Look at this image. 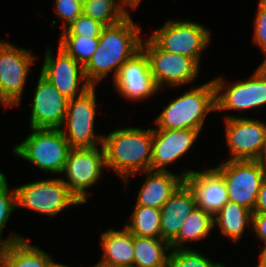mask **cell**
Returning a JSON list of instances; mask_svg holds the SVG:
<instances>
[{
    "label": "cell",
    "instance_id": "6da1fadb",
    "mask_svg": "<svg viewBox=\"0 0 266 267\" xmlns=\"http://www.w3.org/2000/svg\"><path fill=\"white\" fill-rule=\"evenodd\" d=\"M142 33L143 28L132 15L118 24L105 26L96 52L84 66L88 83L98 86L110 75L112 82L122 65L141 50Z\"/></svg>",
    "mask_w": 266,
    "mask_h": 267
},
{
    "label": "cell",
    "instance_id": "7a4b0ae2",
    "mask_svg": "<svg viewBox=\"0 0 266 267\" xmlns=\"http://www.w3.org/2000/svg\"><path fill=\"white\" fill-rule=\"evenodd\" d=\"M115 128L103 137L107 172L112 170L123 181L131 175L151 170L153 128Z\"/></svg>",
    "mask_w": 266,
    "mask_h": 267
},
{
    "label": "cell",
    "instance_id": "3957f363",
    "mask_svg": "<svg viewBox=\"0 0 266 267\" xmlns=\"http://www.w3.org/2000/svg\"><path fill=\"white\" fill-rule=\"evenodd\" d=\"M169 100L153 120V129H194L202 133L207 116L216 112L212 79L192 85L188 91Z\"/></svg>",
    "mask_w": 266,
    "mask_h": 267
},
{
    "label": "cell",
    "instance_id": "277c9868",
    "mask_svg": "<svg viewBox=\"0 0 266 267\" xmlns=\"http://www.w3.org/2000/svg\"><path fill=\"white\" fill-rule=\"evenodd\" d=\"M12 154L51 176H61L72 149L60 129L30 128Z\"/></svg>",
    "mask_w": 266,
    "mask_h": 267
},
{
    "label": "cell",
    "instance_id": "5b68a950",
    "mask_svg": "<svg viewBox=\"0 0 266 267\" xmlns=\"http://www.w3.org/2000/svg\"><path fill=\"white\" fill-rule=\"evenodd\" d=\"M17 210H31L33 213L56 218L63 211L83 204L70 191L61 176L45 177L14 186Z\"/></svg>",
    "mask_w": 266,
    "mask_h": 267
},
{
    "label": "cell",
    "instance_id": "8992f818",
    "mask_svg": "<svg viewBox=\"0 0 266 267\" xmlns=\"http://www.w3.org/2000/svg\"><path fill=\"white\" fill-rule=\"evenodd\" d=\"M215 85V103L216 113L224 112L223 119L236 118L245 112L256 110L262 112L266 108V79L263 78L256 71L248 78H239L233 81L227 80L225 77L219 75L212 78ZM229 81V82H228ZM259 109V110H258ZM231 111L239 113L236 115L226 113Z\"/></svg>",
    "mask_w": 266,
    "mask_h": 267
},
{
    "label": "cell",
    "instance_id": "52a82bcc",
    "mask_svg": "<svg viewBox=\"0 0 266 267\" xmlns=\"http://www.w3.org/2000/svg\"><path fill=\"white\" fill-rule=\"evenodd\" d=\"M212 30L190 19H166L148 35L161 49L193 58L200 66L204 51L211 47Z\"/></svg>",
    "mask_w": 266,
    "mask_h": 267
},
{
    "label": "cell",
    "instance_id": "ba28073f",
    "mask_svg": "<svg viewBox=\"0 0 266 267\" xmlns=\"http://www.w3.org/2000/svg\"><path fill=\"white\" fill-rule=\"evenodd\" d=\"M145 37L141 43V50L148 58L150 72L159 90L186 87L196 81L201 66L193 58L167 52L148 34Z\"/></svg>",
    "mask_w": 266,
    "mask_h": 267
},
{
    "label": "cell",
    "instance_id": "9c48e42d",
    "mask_svg": "<svg viewBox=\"0 0 266 267\" xmlns=\"http://www.w3.org/2000/svg\"><path fill=\"white\" fill-rule=\"evenodd\" d=\"M96 89L97 86H91L82 95L68 101L60 130L71 148H93L103 143L104 134L95 129L99 110Z\"/></svg>",
    "mask_w": 266,
    "mask_h": 267
},
{
    "label": "cell",
    "instance_id": "30bf717a",
    "mask_svg": "<svg viewBox=\"0 0 266 267\" xmlns=\"http://www.w3.org/2000/svg\"><path fill=\"white\" fill-rule=\"evenodd\" d=\"M0 38V98L10 107L22 106L23 95L32 66L38 55Z\"/></svg>",
    "mask_w": 266,
    "mask_h": 267
},
{
    "label": "cell",
    "instance_id": "8fae6325",
    "mask_svg": "<svg viewBox=\"0 0 266 267\" xmlns=\"http://www.w3.org/2000/svg\"><path fill=\"white\" fill-rule=\"evenodd\" d=\"M106 171L103 145L93 148H72L61 178L84 205L90 199L88 197L92 196L90 188L99 185Z\"/></svg>",
    "mask_w": 266,
    "mask_h": 267
},
{
    "label": "cell",
    "instance_id": "7c38bea8",
    "mask_svg": "<svg viewBox=\"0 0 266 267\" xmlns=\"http://www.w3.org/2000/svg\"><path fill=\"white\" fill-rule=\"evenodd\" d=\"M223 160L214 168L225 180L228 199L254 212L266 166L257 160Z\"/></svg>",
    "mask_w": 266,
    "mask_h": 267
},
{
    "label": "cell",
    "instance_id": "4fadbf2b",
    "mask_svg": "<svg viewBox=\"0 0 266 267\" xmlns=\"http://www.w3.org/2000/svg\"><path fill=\"white\" fill-rule=\"evenodd\" d=\"M56 54L46 46L40 73L68 100L82 95L91 85L86 80L84 67L58 45Z\"/></svg>",
    "mask_w": 266,
    "mask_h": 267
},
{
    "label": "cell",
    "instance_id": "5bb4252c",
    "mask_svg": "<svg viewBox=\"0 0 266 267\" xmlns=\"http://www.w3.org/2000/svg\"><path fill=\"white\" fill-rule=\"evenodd\" d=\"M226 160H257L265 138L266 121L251 117L223 119Z\"/></svg>",
    "mask_w": 266,
    "mask_h": 267
},
{
    "label": "cell",
    "instance_id": "9a60e30c",
    "mask_svg": "<svg viewBox=\"0 0 266 267\" xmlns=\"http://www.w3.org/2000/svg\"><path fill=\"white\" fill-rule=\"evenodd\" d=\"M112 84L118 95L131 103H144L146 99H152L161 93L150 72L148 58L142 50L122 65Z\"/></svg>",
    "mask_w": 266,
    "mask_h": 267
},
{
    "label": "cell",
    "instance_id": "2e32d148",
    "mask_svg": "<svg viewBox=\"0 0 266 267\" xmlns=\"http://www.w3.org/2000/svg\"><path fill=\"white\" fill-rule=\"evenodd\" d=\"M30 99L29 128L60 129L66 118L68 99L41 73Z\"/></svg>",
    "mask_w": 266,
    "mask_h": 267
},
{
    "label": "cell",
    "instance_id": "e0dca14e",
    "mask_svg": "<svg viewBox=\"0 0 266 267\" xmlns=\"http://www.w3.org/2000/svg\"><path fill=\"white\" fill-rule=\"evenodd\" d=\"M201 133L194 129H153L152 171H170L169 164L187 156Z\"/></svg>",
    "mask_w": 266,
    "mask_h": 267
},
{
    "label": "cell",
    "instance_id": "ac0fdd59",
    "mask_svg": "<svg viewBox=\"0 0 266 267\" xmlns=\"http://www.w3.org/2000/svg\"><path fill=\"white\" fill-rule=\"evenodd\" d=\"M193 171V168H184L178 173L174 171H144L131 175L124 179L123 185L127 190L132 178L138 174L145 176L143 183L138 189L134 205H142L161 209L173 193L185 182V178Z\"/></svg>",
    "mask_w": 266,
    "mask_h": 267
},
{
    "label": "cell",
    "instance_id": "d6986e66",
    "mask_svg": "<svg viewBox=\"0 0 266 267\" xmlns=\"http://www.w3.org/2000/svg\"><path fill=\"white\" fill-rule=\"evenodd\" d=\"M196 199V206L213 217L229 201L223 176L212 166L194 169L185 178Z\"/></svg>",
    "mask_w": 266,
    "mask_h": 267
},
{
    "label": "cell",
    "instance_id": "ffe728a7",
    "mask_svg": "<svg viewBox=\"0 0 266 267\" xmlns=\"http://www.w3.org/2000/svg\"><path fill=\"white\" fill-rule=\"evenodd\" d=\"M99 239L103 254L89 267H134L133 234L124 225L122 229L110 226Z\"/></svg>",
    "mask_w": 266,
    "mask_h": 267
},
{
    "label": "cell",
    "instance_id": "44dd1931",
    "mask_svg": "<svg viewBox=\"0 0 266 267\" xmlns=\"http://www.w3.org/2000/svg\"><path fill=\"white\" fill-rule=\"evenodd\" d=\"M196 199L184 182L161 207V238L170 243L178 234L187 216L196 208Z\"/></svg>",
    "mask_w": 266,
    "mask_h": 267
},
{
    "label": "cell",
    "instance_id": "7402d4cb",
    "mask_svg": "<svg viewBox=\"0 0 266 267\" xmlns=\"http://www.w3.org/2000/svg\"><path fill=\"white\" fill-rule=\"evenodd\" d=\"M51 255L24 238L0 247V267H50Z\"/></svg>",
    "mask_w": 266,
    "mask_h": 267
},
{
    "label": "cell",
    "instance_id": "603a6c76",
    "mask_svg": "<svg viewBox=\"0 0 266 267\" xmlns=\"http://www.w3.org/2000/svg\"><path fill=\"white\" fill-rule=\"evenodd\" d=\"M252 213L244 206L229 200L213 217L214 230L219 229L221 236L237 244L246 236L245 230H251Z\"/></svg>",
    "mask_w": 266,
    "mask_h": 267
},
{
    "label": "cell",
    "instance_id": "cb8c5ba5",
    "mask_svg": "<svg viewBox=\"0 0 266 267\" xmlns=\"http://www.w3.org/2000/svg\"><path fill=\"white\" fill-rule=\"evenodd\" d=\"M214 231L213 216L196 207L184 220L177 236L169 243L170 250L189 249L190 243H198L211 236Z\"/></svg>",
    "mask_w": 266,
    "mask_h": 267
},
{
    "label": "cell",
    "instance_id": "d4e9b609",
    "mask_svg": "<svg viewBox=\"0 0 266 267\" xmlns=\"http://www.w3.org/2000/svg\"><path fill=\"white\" fill-rule=\"evenodd\" d=\"M134 267H167L169 243L162 238L133 235Z\"/></svg>",
    "mask_w": 266,
    "mask_h": 267
},
{
    "label": "cell",
    "instance_id": "484cf974",
    "mask_svg": "<svg viewBox=\"0 0 266 267\" xmlns=\"http://www.w3.org/2000/svg\"><path fill=\"white\" fill-rule=\"evenodd\" d=\"M130 10V11H129ZM135 10L126 0H92L83 2V14L99 21L104 26L118 24L130 17Z\"/></svg>",
    "mask_w": 266,
    "mask_h": 267
},
{
    "label": "cell",
    "instance_id": "4316f807",
    "mask_svg": "<svg viewBox=\"0 0 266 267\" xmlns=\"http://www.w3.org/2000/svg\"><path fill=\"white\" fill-rule=\"evenodd\" d=\"M124 226L135 236L161 238L160 209L134 205Z\"/></svg>",
    "mask_w": 266,
    "mask_h": 267
},
{
    "label": "cell",
    "instance_id": "83f0119b",
    "mask_svg": "<svg viewBox=\"0 0 266 267\" xmlns=\"http://www.w3.org/2000/svg\"><path fill=\"white\" fill-rule=\"evenodd\" d=\"M8 181L7 176L0 181V247L25 238L18 231L9 233L6 238H3V231L13 216L12 214L17 210L16 190L15 187L9 186Z\"/></svg>",
    "mask_w": 266,
    "mask_h": 267
},
{
    "label": "cell",
    "instance_id": "f1b7e54d",
    "mask_svg": "<svg viewBox=\"0 0 266 267\" xmlns=\"http://www.w3.org/2000/svg\"><path fill=\"white\" fill-rule=\"evenodd\" d=\"M58 46L83 67L96 52L99 37L59 36Z\"/></svg>",
    "mask_w": 266,
    "mask_h": 267
},
{
    "label": "cell",
    "instance_id": "f546056e",
    "mask_svg": "<svg viewBox=\"0 0 266 267\" xmlns=\"http://www.w3.org/2000/svg\"><path fill=\"white\" fill-rule=\"evenodd\" d=\"M223 262L212 260L198 249L170 250L167 267H223Z\"/></svg>",
    "mask_w": 266,
    "mask_h": 267
},
{
    "label": "cell",
    "instance_id": "4dcf8cb0",
    "mask_svg": "<svg viewBox=\"0 0 266 267\" xmlns=\"http://www.w3.org/2000/svg\"><path fill=\"white\" fill-rule=\"evenodd\" d=\"M104 27L99 21L82 13L69 26L61 30L59 36L100 37Z\"/></svg>",
    "mask_w": 266,
    "mask_h": 267
},
{
    "label": "cell",
    "instance_id": "1f68e13d",
    "mask_svg": "<svg viewBox=\"0 0 266 267\" xmlns=\"http://www.w3.org/2000/svg\"><path fill=\"white\" fill-rule=\"evenodd\" d=\"M53 2L55 16L62 25L59 29L64 30L83 13L82 0H53Z\"/></svg>",
    "mask_w": 266,
    "mask_h": 267
},
{
    "label": "cell",
    "instance_id": "d6a6232c",
    "mask_svg": "<svg viewBox=\"0 0 266 267\" xmlns=\"http://www.w3.org/2000/svg\"><path fill=\"white\" fill-rule=\"evenodd\" d=\"M256 14L253 19L252 43L266 54V0H258Z\"/></svg>",
    "mask_w": 266,
    "mask_h": 267
},
{
    "label": "cell",
    "instance_id": "836d02e7",
    "mask_svg": "<svg viewBox=\"0 0 266 267\" xmlns=\"http://www.w3.org/2000/svg\"><path fill=\"white\" fill-rule=\"evenodd\" d=\"M251 230L259 241L258 246L266 243V213H252Z\"/></svg>",
    "mask_w": 266,
    "mask_h": 267
},
{
    "label": "cell",
    "instance_id": "e575fe53",
    "mask_svg": "<svg viewBox=\"0 0 266 267\" xmlns=\"http://www.w3.org/2000/svg\"><path fill=\"white\" fill-rule=\"evenodd\" d=\"M253 213H266V178L260 186Z\"/></svg>",
    "mask_w": 266,
    "mask_h": 267
},
{
    "label": "cell",
    "instance_id": "d590c367",
    "mask_svg": "<svg viewBox=\"0 0 266 267\" xmlns=\"http://www.w3.org/2000/svg\"><path fill=\"white\" fill-rule=\"evenodd\" d=\"M259 248V256L257 257L258 261H256V264L254 267H266V243L260 245Z\"/></svg>",
    "mask_w": 266,
    "mask_h": 267
},
{
    "label": "cell",
    "instance_id": "8d00e7d4",
    "mask_svg": "<svg viewBox=\"0 0 266 267\" xmlns=\"http://www.w3.org/2000/svg\"><path fill=\"white\" fill-rule=\"evenodd\" d=\"M257 161L261 162L264 166H266V130H265V138L263 141V146L259 153Z\"/></svg>",
    "mask_w": 266,
    "mask_h": 267
},
{
    "label": "cell",
    "instance_id": "74e56055",
    "mask_svg": "<svg viewBox=\"0 0 266 267\" xmlns=\"http://www.w3.org/2000/svg\"><path fill=\"white\" fill-rule=\"evenodd\" d=\"M263 55L265 58L263 57L261 64H259L258 67L255 68V71L266 79V54Z\"/></svg>",
    "mask_w": 266,
    "mask_h": 267
},
{
    "label": "cell",
    "instance_id": "f35d334b",
    "mask_svg": "<svg viewBox=\"0 0 266 267\" xmlns=\"http://www.w3.org/2000/svg\"><path fill=\"white\" fill-rule=\"evenodd\" d=\"M134 10H138L142 0H126Z\"/></svg>",
    "mask_w": 266,
    "mask_h": 267
},
{
    "label": "cell",
    "instance_id": "ab89813d",
    "mask_svg": "<svg viewBox=\"0 0 266 267\" xmlns=\"http://www.w3.org/2000/svg\"><path fill=\"white\" fill-rule=\"evenodd\" d=\"M50 267H71L68 264H62L61 262H57V260L53 261Z\"/></svg>",
    "mask_w": 266,
    "mask_h": 267
},
{
    "label": "cell",
    "instance_id": "60d3db41",
    "mask_svg": "<svg viewBox=\"0 0 266 267\" xmlns=\"http://www.w3.org/2000/svg\"><path fill=\"white\" fill-rule=\"evenodd\" d=\"M0 106L5 109H11L1 98H0Z\"/></svg>",
    "mask_w": 266,
    "mask_h": 267
},
{
    "label": "cell",
    "instance_id": "b9f144b4",
    "mask_svg": "<svg viewBox=\"0 0 266 267\" xmlns=\"http://www.w3.org/2000/svg\"><path fill=\"white\" fill-rule=\"evenodd\" d=\"M6 175L4 174V172H2V170H0V181L5 177Z\"/></svg>",
    "mask_w": 266,
    "mask_h": 267
}]
</instances>
